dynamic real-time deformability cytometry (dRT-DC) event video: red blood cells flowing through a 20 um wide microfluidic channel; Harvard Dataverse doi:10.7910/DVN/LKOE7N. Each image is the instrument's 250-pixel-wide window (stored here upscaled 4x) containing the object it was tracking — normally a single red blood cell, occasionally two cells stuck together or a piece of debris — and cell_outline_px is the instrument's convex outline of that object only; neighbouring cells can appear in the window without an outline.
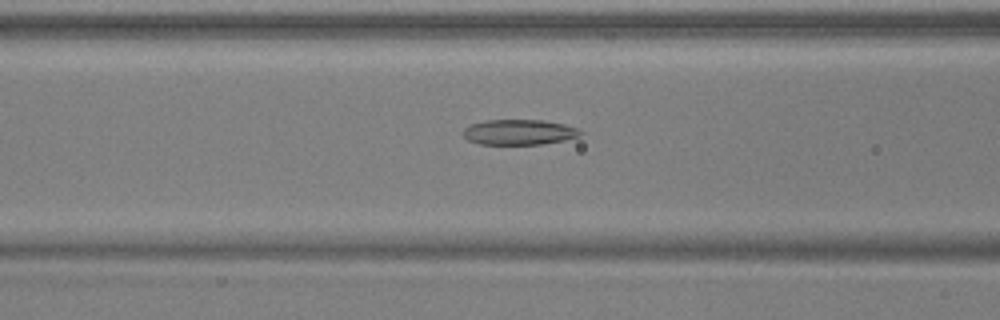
{"species": "common noctule bat (a hibernating species)", "species_latin": "Nyctalus noctula", "temperature_condition": "warm", "stored_images_in_passage": 47, "camera_frame_rate_fps": 3000, "um_per_image_px": 0.085, "animal": {"sex": "male", "body_mass_g": 17.9, "forearm_length_mm": 54.2}, "frame": {"image": 1, "passage_image": 21, "time_ms": 6.667, "image_size_px": [1000, 320], "cell_outline_px": [[584, 132], [580, 136], [564, 140], [540, 144], [480, 144], [468, 140], [464, 136], [464, 128], [472, 124], [484, 120], [544, 120], [564, 124], [576, 128]], "centroid_in_image_um": [44.14, 11.23], "position_along_channel_um": 122.5, "area_um2": 17.22}}
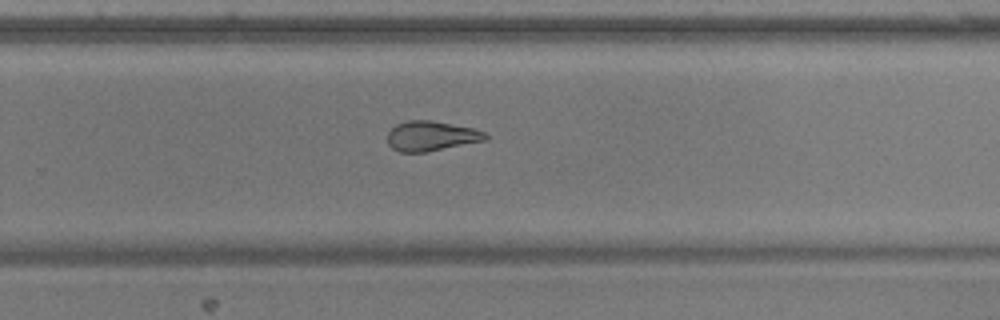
{"frame": {"image": 2, "passage_image": 34, "time_ms": 11.0, "image_size_px": [1000, 320], "cell_outline_px": [[488, 140], [424, 152], [400, 152], [392, 148], [388, 144], [388, 132], [396, 124], [408, 120], [432, 120], [472, 128], [484, 132], [488, 136]], "centroid_in_image_um": [36.65, 11.56], "position_along_channel_um": 293.2, "area_um2": 16.99}}
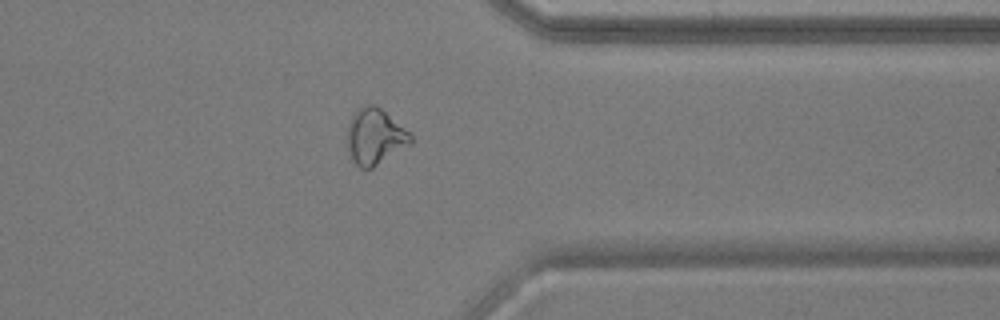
{"frame": {"image": 3, "passage_image": 41, "time_ms": 13.333, "image_size_px": [1000, 320], "cell_outline_px": [[412, 144], [372, 168], [360, 168], [352, 160], [348, 148], [348, 124], [352, 116], [364, 104], [376, 104], [404, 128], [412, 136]], "centroid_in_image_um": [31.88, 11.61], "position_along_channel_um": 379.5, "area_um2": 20.46}}